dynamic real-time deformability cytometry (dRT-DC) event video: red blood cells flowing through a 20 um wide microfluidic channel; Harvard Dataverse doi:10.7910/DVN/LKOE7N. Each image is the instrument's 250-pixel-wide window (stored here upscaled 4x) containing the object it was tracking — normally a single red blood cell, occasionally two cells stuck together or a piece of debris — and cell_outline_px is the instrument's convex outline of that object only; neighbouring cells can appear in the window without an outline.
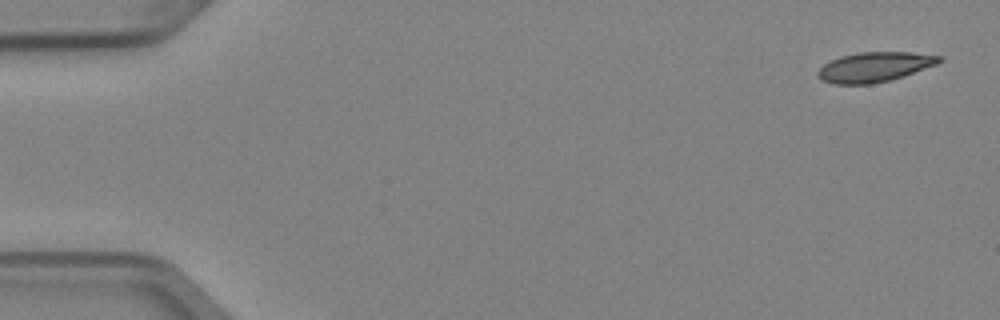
{"species": "Egyptian fruit bat (a non-hibernating species)", "species_latin": "Rousettus aegyptiacus", "temperature_condition": "cold", "stored_images_in_passage": 7, "camera_frame_rate_fps": 3000, "um_per_image_px": 0.085, "animal": {"sex": "female"}, "frame": {"image": 1, "passage_image": 1, "time_ms": 0.0, "image_size_px": [1000, 320], "cell_outline_px": [[944, 60], [936, 64], [904, 76], [872, 84], [832, 84], [820, 80], [816, 76], [816, 72], [824, 64], [840, 56], [856, 52], [912, 52], [944, 56]], "centroid_in_image_um": [74.32, 5.69], "position_along_channel_um": 10.7, "area_um2": 21.27}}
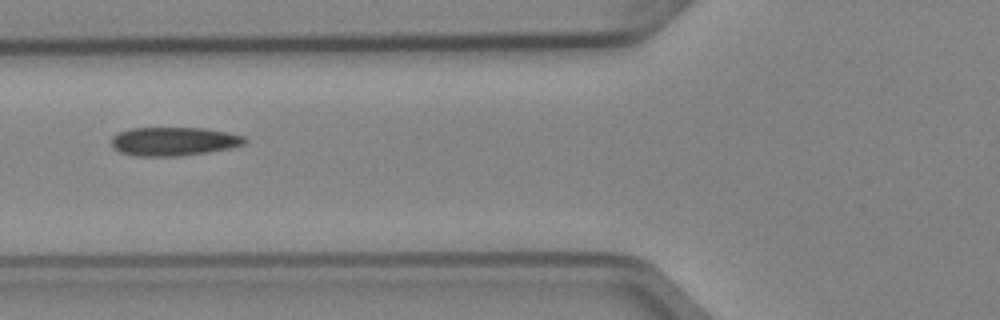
{"frame": {"image": 2, "passage_image": 6, "time_ms": 1.667, "image_size_px": [1000, 320], "cell_outline_px": [[248, 140], [244, 144], [228, 148], [208, 152], [180, 156], [136, 156], [120, 152], [112, 148], [112, 136], [120, 132], [132, 128], [204, 128], [228, 132], [244, 136]], "centroid_in_image_um": [14.77, 12.02], "position_along_channel_um": 111.0, "area_um2": 22.25}}
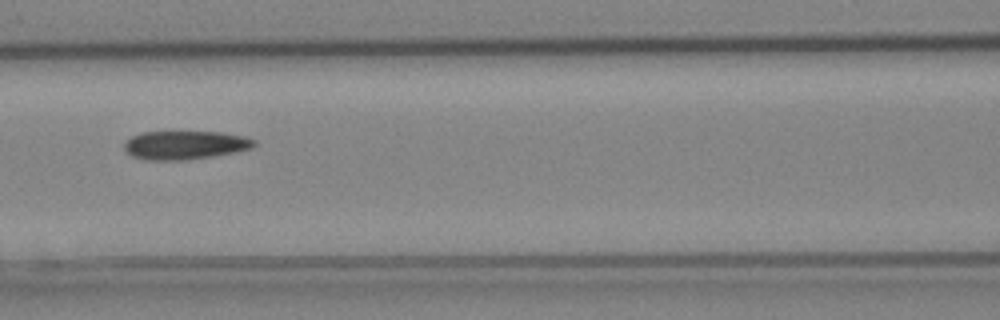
{"frame": {"image": 3, "passage_image": 7, "time_ms": 2.0, "image_size_px": [1000, 320], "cell_outline_px": [[256, 144], [252, 148], [236, 152], [212, 156], [184, 160], [148, 160], [132, 156], [124, 148], [124, 140], [140, 132], [220, 132], [244, 136], [256, 140]], "centroid_in_image_um": [15.72, 12.32], "position_along_channel_um": 150.9, "area_um2": 21.68}}